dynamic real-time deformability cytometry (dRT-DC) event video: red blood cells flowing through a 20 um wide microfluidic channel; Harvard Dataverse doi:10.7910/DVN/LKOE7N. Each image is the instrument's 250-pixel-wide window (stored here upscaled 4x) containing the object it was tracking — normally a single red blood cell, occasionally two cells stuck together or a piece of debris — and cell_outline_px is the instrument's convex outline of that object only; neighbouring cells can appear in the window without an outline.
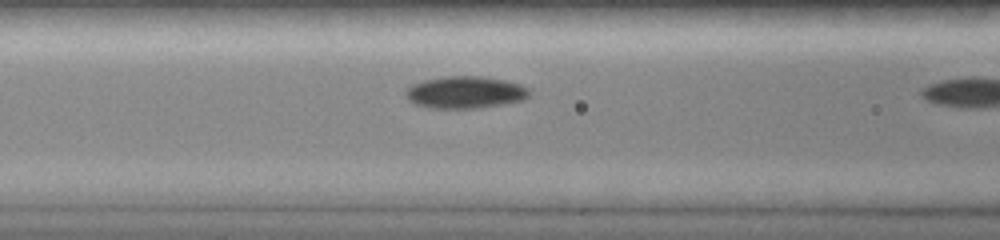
{"species": "common noctule bat (a hibernating species)", "species_latin": "Nyctalus noctula", "temperature_condition": "room temperature", "stored_images_in_passage": 9, "camera_frame_rate_fps": 3000, "um_per_image_px": 0.085, "animal": {"sex": "female", "body_mass_g": 19.0, "forearm_length_mm": 51.5}, "frame": {"image": 1, "passage_image": 8, "time_ms": 2.333, "image_size_px": [1000, 240], "cell_outline_px": [[532, 92], [524, 100], [504, 104], [480, 108], [428, 108], [412, 104], [404, 96], [404, 92], [412, 84], [424, 80], [444, 76], [480, 76], [504, 80], [520, 84], [528, 88]], "centroid_in_image_um": [39.52, 7.86], "position_along_channel_um": 127.1, "area_um2": 23.47}}